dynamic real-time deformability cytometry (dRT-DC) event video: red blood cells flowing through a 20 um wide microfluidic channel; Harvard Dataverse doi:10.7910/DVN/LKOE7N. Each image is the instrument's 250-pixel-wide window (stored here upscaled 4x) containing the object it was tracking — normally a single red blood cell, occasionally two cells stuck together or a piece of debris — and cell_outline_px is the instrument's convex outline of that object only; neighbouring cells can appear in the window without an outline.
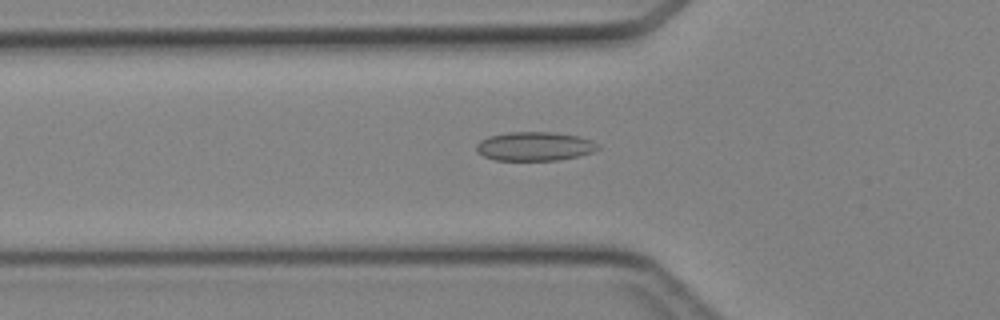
{"species": "Egyptian fruit bat (a non-hibernating species)", "species_latin": "Rousettus aegyptiacus", "temperature_condition": "cold", "stored_images_in_passage": 32, "camera_frame_rate_fps": 3000, "um_per_image_px": 0.085, "animal": {"sex": "female"}, "frame": {"image": 1, "passage_image": 6, "time_ms": 1.667, "image_size_px": [1000, 320], "cell_outline_px": [[600, 148], [592, 152], [560, 160], [496, 160], [484, 156], [476, 152], [476, 144], [480, 140], [488, 136], [512, 132], [552, 132], [580, 136], [592, 140]], "centroid_in_image_um": [45.43, 12.43], "position_along_channel_um": 80.4, "area_um2": 20.46}}
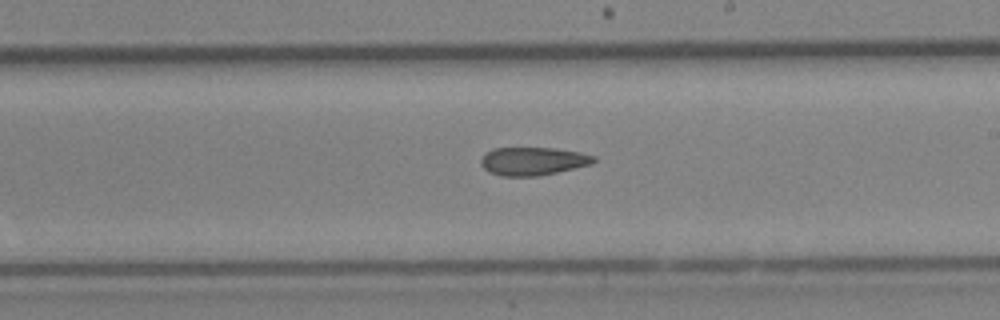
{"frame": {"image": 2, "passage_image": 17, "time_ms": 5.333, "image_size_px": [1000, 320], "cell_outline_px": [[596, 160], [592, 164], [556, 172], [536, 176], [500, 176], [488, 172], [480, 164], [480, 160], [484, 152], [492, 148], [552, 148], [580, 152], [596, 156]], "centroid_in_image_um": [45.26, 13.69], "position_along_channel_um": 243.7, "area_um2": 18.61}}
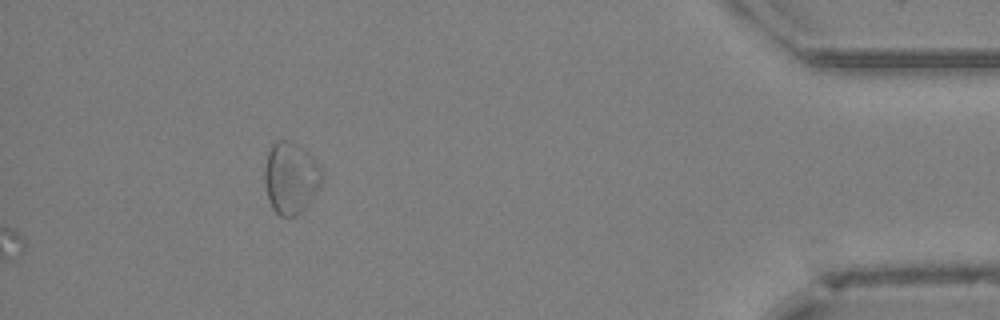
{"frame": {"image": 3, "passage_image": 32, "time_ms": 10.333, "image_size_px": [1000, 320], "cell_outline_px": [[324, 180], [316, 192], [304, 208], [296, 216], [280, 216], [272, 208], [268, 200], [264, 184], [264, 168], [268, 152], [272, 144], [276, 140], [288, 140], [308, 152], [324, 172]], "centroid_in_image_um": [24.71, 15.12], "position_along_channel_um": 410.5, "area_um2": 24.04}}